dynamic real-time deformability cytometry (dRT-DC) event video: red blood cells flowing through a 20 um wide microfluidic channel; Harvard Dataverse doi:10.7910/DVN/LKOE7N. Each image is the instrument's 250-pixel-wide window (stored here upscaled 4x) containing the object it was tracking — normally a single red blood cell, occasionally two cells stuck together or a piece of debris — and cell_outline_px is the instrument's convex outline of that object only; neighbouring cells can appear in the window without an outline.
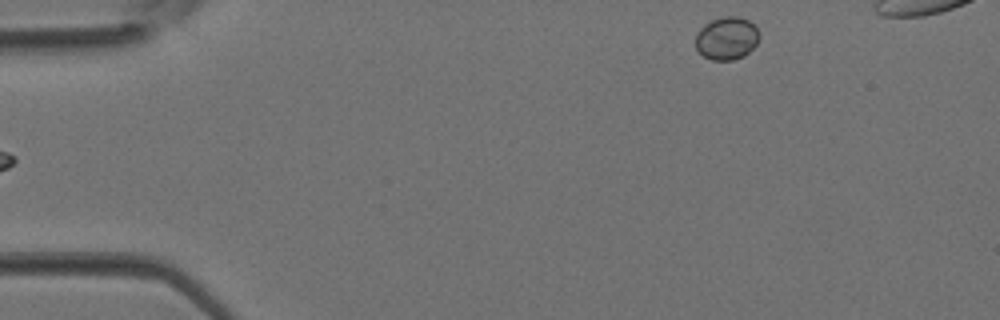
{"species": "Egyptian fruit bat (a non-hibernating species)", "species_latin": "Rousettus aegyptiacus", "temperature_condition": "room temperature", "stored_images_in_passage": 4, "segment_of_instrument_passage": [2, 2], "camera_frame_rate_fps": 3000, "um_per_image_px": 0.085, "animal": {"sex": "female"}, "frame": {"image": 1, "passage_image": 4, "time_ms": 1.0, "image_size_px": [1000, 320], "cell_outline_px": [[760, 36], [756, 44], [744, 56], [732, 60], [712, 60], [704, 56], [696, 48], [696, 36], [700, 28], [704, 24], [712, 20], [724, 16], [736, 16], [748, 20], [756, 28]], "centroid_in_image_um": [61.77, 3.25], "position_along_channel_um": 23.2, "area_um2": 15.78}}